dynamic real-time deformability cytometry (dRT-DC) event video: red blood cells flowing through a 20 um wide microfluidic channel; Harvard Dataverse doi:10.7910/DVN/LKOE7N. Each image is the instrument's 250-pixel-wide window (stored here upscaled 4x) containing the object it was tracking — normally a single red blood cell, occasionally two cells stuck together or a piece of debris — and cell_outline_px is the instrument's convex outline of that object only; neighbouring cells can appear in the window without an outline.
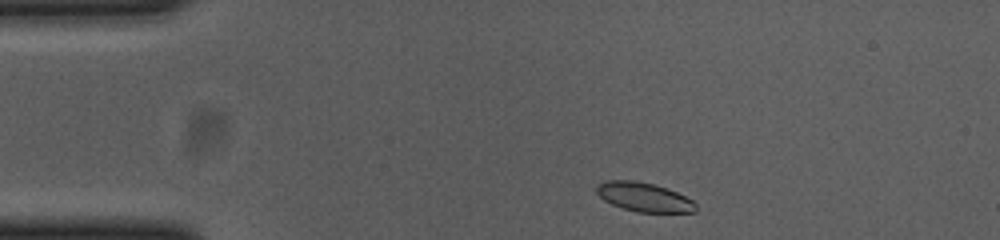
{"species": "common noctule bat (a hibernating species)", "species_latin": "Nyctalus noctula", "temperature_condition": "cold", "stored_images_in_passage": 46, "camera_frame_rate_fps": 3000, "um_per_image_px": 0.085, "animal": {"sex": "female", "body_mass_g": 23.0, "forearm_length_mm": 53.4}, "frame": {"image": 1, "passage_image": 1, "time_ms": 0.0, "image_size_px": [1000, 240], "cell_outline_px": [[696, 212], [636, 212], [612, 204], [604, 200], [596, 192], [596, 184], [608, 180], [632, 180], [652, 184], [668, 188], [692, 200], [696, 204]], "centroid_in_image_um": [54.72, 16.75], "position_along_channel_um": 30.3, "area_um2": 16.7}}
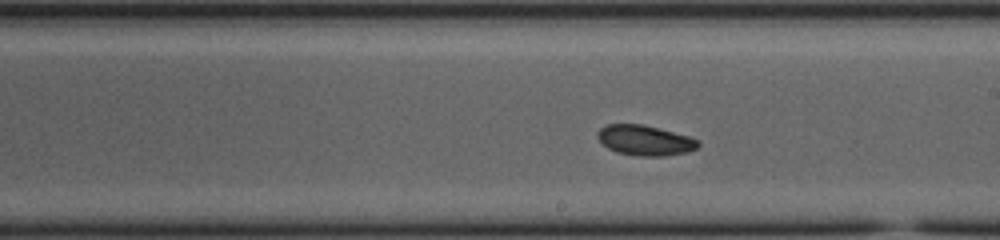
{"frame": {"image": 2, "passage_image": 22, "time_ms": 7.0, "image_size_px": [1000, 240], "cell_outline_px": [[700, 144], [696, 148], [688, 152], [664, 156], [636, 156], [616, 152], [608, 148], [596, 136], [596, 132], [600, 128], [608, 124], [640, 124], [688, 136], [700, 140]], "centroid_in_image_um": [54.81, 11.94], "position_along_channel_um": 234.2, "area_um2": 17.63}}
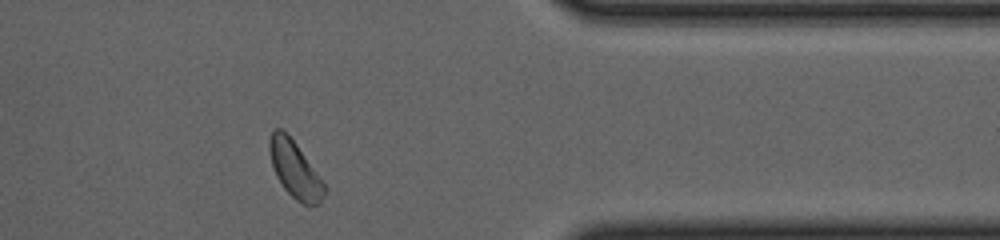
{"frame": {"image": 3, "passage_image": 36, "time_ms": 11.667, "image_size_px": [1000, 240], "cell_outline_px": [[328, 188], [320, 204], [304, 204], [296, 200], [284, 188], [276, 176], [272, 164], [268, 148], [268, 144], [272, 132], [276, 128], [280, 128], [296, 144]], "centroid_in_image_um": [25.08, 14.44], "position_along_channel_um": 386.3, "area_um2": 17.8}, "authors_computed_cell_mechanics": {"area_um2": 17.6868, "velocity_mm_per_s": 3.6571, "shape_relaxation_time_tau1_ms": 3.8608, "shape_relaxation_time_tau2_ms": 2.356, "deformation_change_tau1": 0.13, "deformation_change_tau2": 0.0603}}